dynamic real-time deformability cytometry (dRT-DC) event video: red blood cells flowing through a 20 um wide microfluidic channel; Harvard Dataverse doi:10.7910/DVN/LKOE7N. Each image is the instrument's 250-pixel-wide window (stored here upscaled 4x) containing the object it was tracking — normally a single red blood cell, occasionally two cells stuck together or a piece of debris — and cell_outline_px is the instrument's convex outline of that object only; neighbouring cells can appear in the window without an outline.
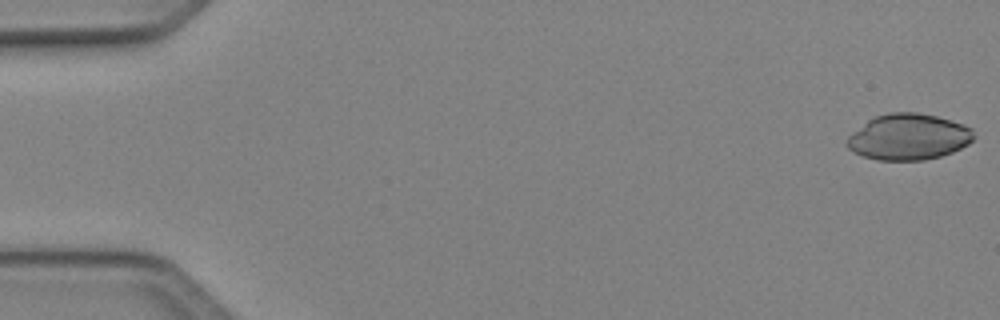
{"species": "Egyptian fruit bat (a non-hibernating species)", "species_latin": "Rousettus aegyptiacus", "temperature_condition": "cold", "stored_images_in_passage": 49, "camera_frame_rate_fps": 3000, "um_per_image_px": 0.085, "animal": {"sex": "female"}, "frame": {"image": 1, "passage_image": 1, "time_ms": 0.0, "image_size_px": [1000, 320], "cell_outline_px": [[976, 136], [968, 144], [952, 152], [940, 156], [924, 160], [880, 160], [864, 156], [848, 148], [844, 144], [848, 136], [852, 132], [868, 120], [876, 116], [888, 112], [916, 112], [936, 116], [964, 124], [972, 128]], "centroid_in_image_um": [77.23, 11.63], "position_along_channel_um": 7.8, "area_um2": 34.04}}
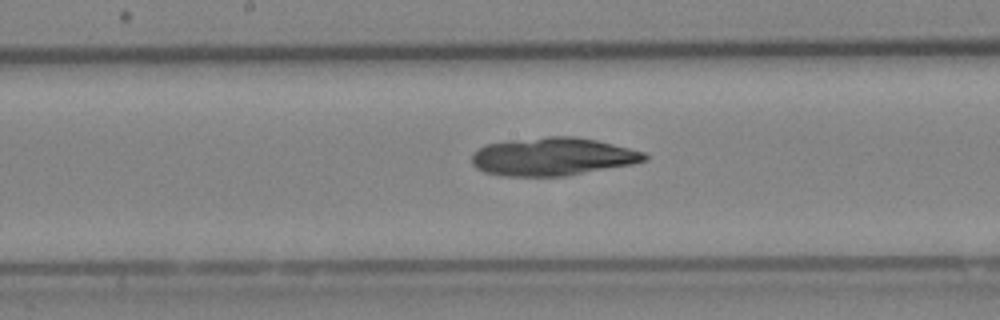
{"frame": {"image": 2, "passage_image": 26, "time_ms": 8.333, "image_size_px": [1000, 320], "cell_outline_px": [[648, 160], [632, 164], [564, 176], [504, 176], [484, 172], [476, 168], [472, 164], [472, 152], [484, 144], [512, 140], [548, 136], [572, 136], [596, 140], [644, 152], [648, 156]], "centroid_in_image_um": [46.93, 13.31], "position_along_channel_um": 201.3, "area_um2": 38.26}}
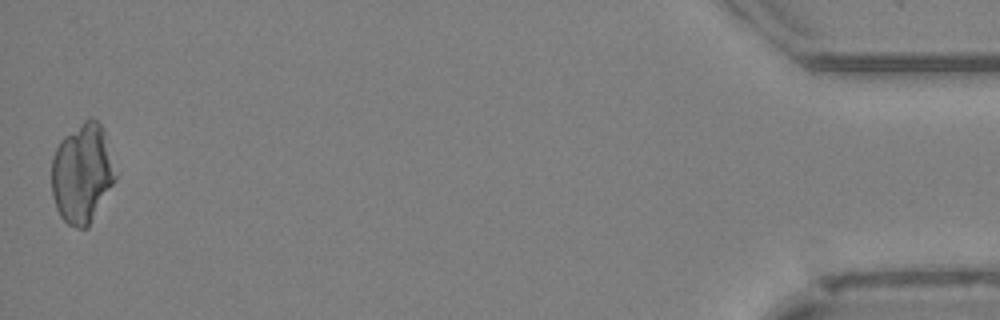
{"frame": {"image": 3, "passage_image": 49, "time_ms": 16.0, "image_size_px": [1000, 320], "cell_outline_px": [[116, 180], [88, 228], [76, 228], [68, 224], [60, 216], [56, 208], [52, 196], [52, 156], [60, 140], [64, 136], [88, 116], [92, 116], [100, 124], [104, 132], [116, 176]], "centroid_in_image_um": [6.97, 14.74], "position_along_channel_um": 428.2, "area_um2": 37.05}}